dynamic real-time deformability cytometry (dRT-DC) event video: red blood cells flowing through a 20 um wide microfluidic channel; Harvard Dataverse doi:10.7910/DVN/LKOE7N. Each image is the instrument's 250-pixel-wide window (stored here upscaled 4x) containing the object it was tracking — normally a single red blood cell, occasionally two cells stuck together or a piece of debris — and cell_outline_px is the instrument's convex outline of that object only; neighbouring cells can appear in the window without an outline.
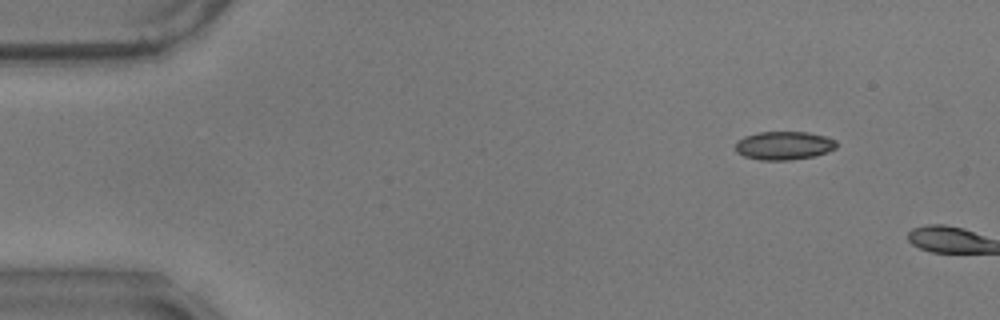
{"species": "common noctule bat (a hibernating species)", "species_latin": "Nyctalus noctula", "temperature_condition": "warm", "stored_images_in_passage": 3, "camera_frame_rate_fps": 3000, "um_per_image_px": 0.085, "animal": {"sex": "male", "body_mass_g": 17.9}, "frame": {"image": 1, "passage_image": 1, "time_ms": 0.0, "image_size_px": [1000, 320], "cell_outline_px": [[836, 148], [828, 152], [812, 156], [788, 160], [760, 160], [744, 156], [736, 152], [736, 140], [744, 136], [760, 132], [808, 132], [824, 136], [836, 140]], "centroid_in_image_um": [66.61, 12.37], "position_along_channel_um": 18.4, "area_um2": 16.7}}